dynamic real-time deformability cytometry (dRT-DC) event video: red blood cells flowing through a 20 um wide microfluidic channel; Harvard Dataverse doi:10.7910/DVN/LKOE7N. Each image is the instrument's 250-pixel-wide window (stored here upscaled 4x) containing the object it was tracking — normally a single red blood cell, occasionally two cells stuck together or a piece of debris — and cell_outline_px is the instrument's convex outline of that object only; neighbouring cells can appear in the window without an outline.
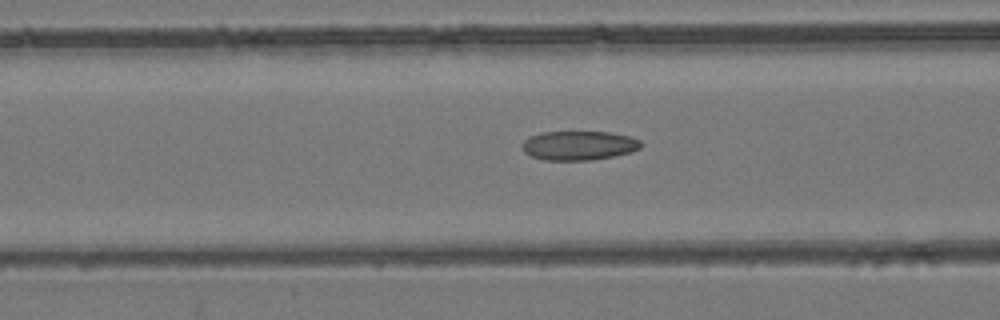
{"species": "common noctule bat (a hibernating species)", "species_latin": "Nyctalus noctula", "temperature_condition": "room temperature", "stored_images_in_passage": 52, "camera_frame_rate_fps": 3000, "um_per_image_px": 0.085, "animal": {"sex": "female", "body_mass_g": 24.6, "forearm_length_mm": 56.2}, "frame": {"image": 1, "passage_image": 22, "time_ms": 7.0, "image_size_px": [1000, 320], "cell_outline_px": [[644, 144], [640, 148], [632, 152], [592, 160], [544, 160], [532, 156], [524, 152], [520, 148], [520, 144], [528, 136], [540, 132], [608, 132], [632, 136], [640, 140]], "centroid_in_image_um": [49.18, 12.36], "position_along_channel_um": 117.4, "area_um2": 20.52}}
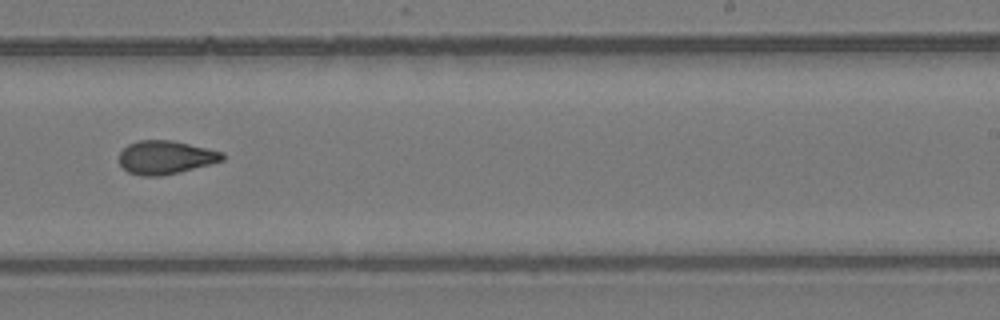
{"frame": {"image": 2, "passage_image": 34, "time_ms": 11.0, "image_size_px": [1000, 320], "cell_outline_px": [[224, 160], [180, 172], [160, 176], [140, 176], [128, 172], [120, 164], [120, 152], [128, 144], [140, 140], [172, 140], [224, 152]], "centroid_in_image_um": [14.07, 13.38], "position_along_channel_um": 274.9, "area_um2": 20.06}}
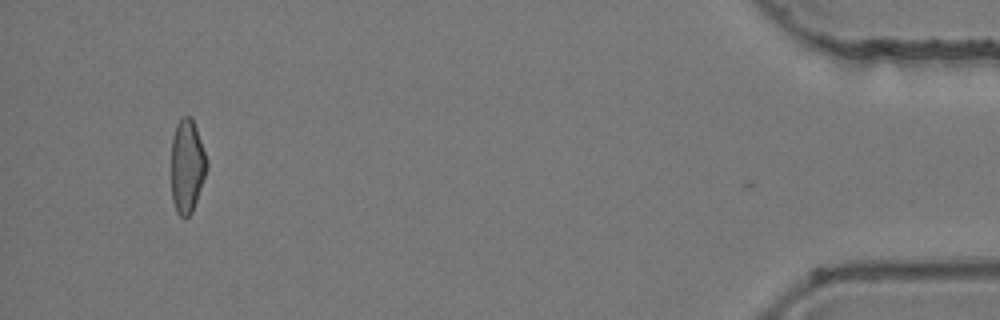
{"frame": {"image": 3, "passage_image": 51, "time_ms": 16.667, "image_size_px": [1000, 320], "cell_outline_px": [[208, 168], [192, 212], [188, 216], [180, 216], [176, 212], [172, 200], [172, 136], [176, 124], [180, 116], [188, 116], [192, 120], [196, 128], [208, 160]], "centroid_in_image_um": [15.9, 14.11], "position_along_channel_um": 419.3, "area_um2": 19.36}, "authors_computed_cell_mechanics": {"area_um2": 20.4612, "velocity_mm_per_s": 3.9359, "shape_relaxation_time_tau1_ms": null, "shape_relaxation_time_tau2_ms": 2.3386, "deformation_change_tau1": null, "deformation_change_tau2": 0.0907}}